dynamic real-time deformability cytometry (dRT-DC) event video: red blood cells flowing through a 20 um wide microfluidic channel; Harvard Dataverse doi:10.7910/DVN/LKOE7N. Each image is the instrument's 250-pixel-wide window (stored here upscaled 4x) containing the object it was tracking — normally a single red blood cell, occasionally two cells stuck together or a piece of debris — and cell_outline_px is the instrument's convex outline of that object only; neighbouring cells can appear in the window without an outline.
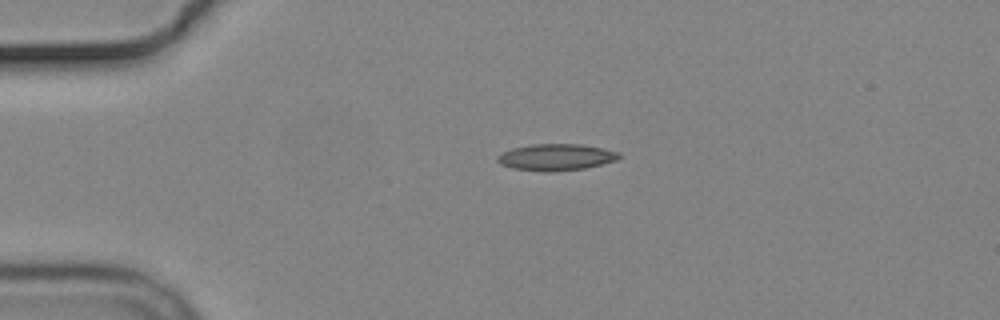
{"species": "common noctule bat (a hibernating species)", "species_latin": "Nyctalus noctula", "temperature_condition": "cold", "stored_images_in_passage": 3, "camera_frame_rate_fps": 3000, "um_per_image_px": 0.085, "animal": {"sex": "male", "body_mass_g": 19.2, "forearm_length_mm": 51.8}, "frame": {"image": 1, "passage_image": 1, "time_ms": 0.0, "image_size_px": [1000, 320], "cell_outline_px": [[620, 156], [616, 160], [584, 168], [552, 172], [544, 172], [512, 168], [500, 164], [496, 160], [496, 156], [512, 148], [532, 144], [580, 144], [620, 152]], "centroid_in_image_um": [47.22, 13.36], "position_along_channel_um": 37.8, "area_um2": 18.73}}